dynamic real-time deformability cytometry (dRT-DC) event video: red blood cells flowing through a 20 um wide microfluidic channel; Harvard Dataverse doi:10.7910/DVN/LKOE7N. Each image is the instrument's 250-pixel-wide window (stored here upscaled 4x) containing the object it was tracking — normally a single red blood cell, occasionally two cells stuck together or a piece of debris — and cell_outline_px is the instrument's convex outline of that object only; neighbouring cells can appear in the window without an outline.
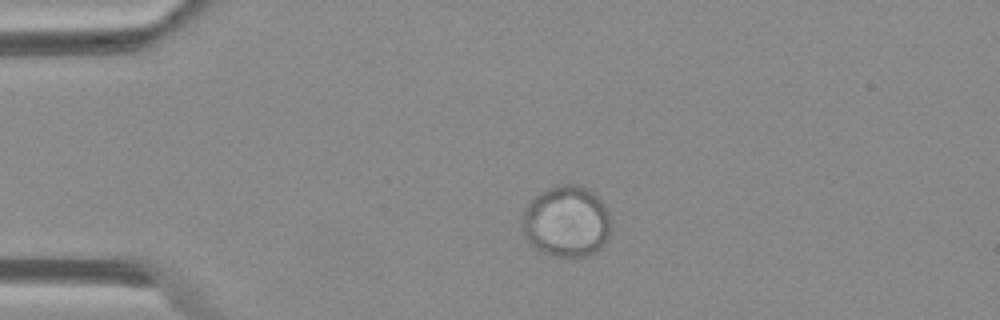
{"species": "Egyptian fruit bat (a non-hibernating species)", "species_latin": "Rousettus aegyptiacus", "temperature_condition": "warm", "stored_images_in_passage": 48, "camera_frame_rate_fps": 3000, "um_per_image_px": 0.085, "animal": {"sex": "female"}, "frame": {"image": 1, "passage_image": 9, "time_ms": 2.667, "image_size_px": [1000, 320], "cell_outline_px": [[612, 232], [608, 240], [600, 248], [584, 256], [552, 256], [540, 252], [528, 240], [520, 224], [524, 212], [528, 204], [540, 192], [548, 188], [560, 184], [580, 184], [596, 196], [604, 204], [608, 212]], "centroid_in_image_um": [48.16, 18.82], "position_along_channel_um": 36.8, "area_um2": 36.88}}
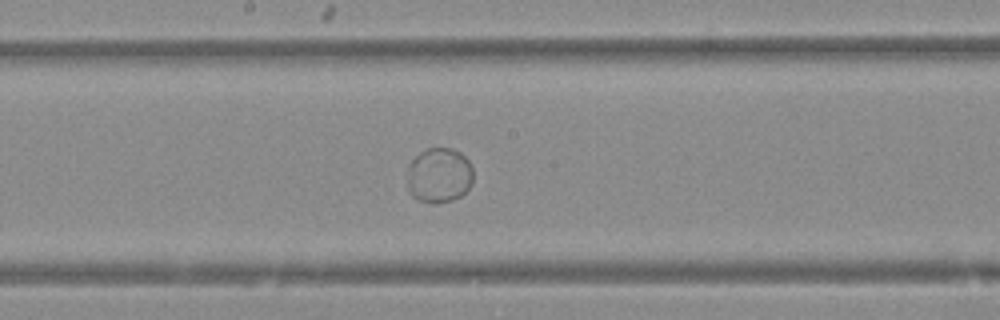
{"frame": {"image": 2, "passage_image": 25, "time_ms": 8.0, "image_size_px": [1000, 320], "cell_outline_px": [[472, 184], [460, 196], [452, 200], [436, 204], [432, 204], [416, 200], [412, 196], [408, 188], [408, 164], [424, 148], [452, 148], [460, 152], [468, 160], [472, 168]], "centroid_in_image_um": [37.31, 14.91], "position_along_channel_um": 210.9, "area_um2": 21.39}}
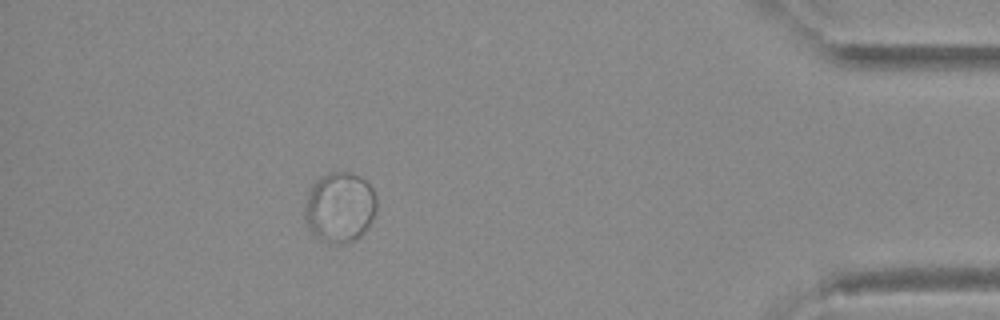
{"frame": {"image": 3, "passage_image": 43, "time_ms": 14.0, "image_size_px": [1000, 320], "cell_outline_px": [[376, 212], [372, 220], [364, 232], [360, 236], [352, 240], [340, 244], [328, 244], [320, 240], [312, 232], [304, 216], [304, 208], [312, 184], [320, 176], [328, 172], [348, 172], [360, 176], [372, 188], [376, 196]], "centroid_in_image_um": [28.88, 17.62], "position_along_channel_um": 406.3, "area_um2": 29.48}}